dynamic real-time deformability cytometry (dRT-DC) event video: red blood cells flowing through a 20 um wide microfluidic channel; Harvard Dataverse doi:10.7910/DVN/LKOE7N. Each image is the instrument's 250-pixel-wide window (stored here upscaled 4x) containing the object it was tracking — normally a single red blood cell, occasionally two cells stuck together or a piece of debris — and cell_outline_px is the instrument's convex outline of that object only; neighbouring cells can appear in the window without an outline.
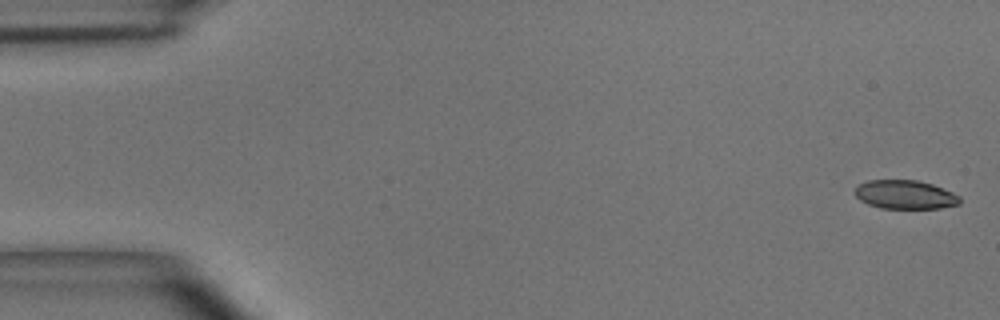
{"species": "common noctule bat (a hibernating species)", "species_latin": "Nyctalus noctula", "temperature_condition": "room temperature", "stored_images_in_passage": 49, "camera_frame_rate_fps": 3000, "um_per_image_px": 0.085, "animal": {"sex": "male", "body_mass_g": 15.6}, "frame": {"image": 1, "passage_image": 1, "time_ms": 0.0, "image_size_px": [1000, 320], "cell_outline_px": [[960, 204], [940, 208], [880, 208], [868, 204], [860, 200], [856, 196], [856, 188], [860, 184], [868, 180], [916, 180], [932, 184], [952, 192], [960, 196]], "centroid_in_image_um": [76.95, 16.54], "position_along_channel_um": 8.1, "area_um2": 17.46}}
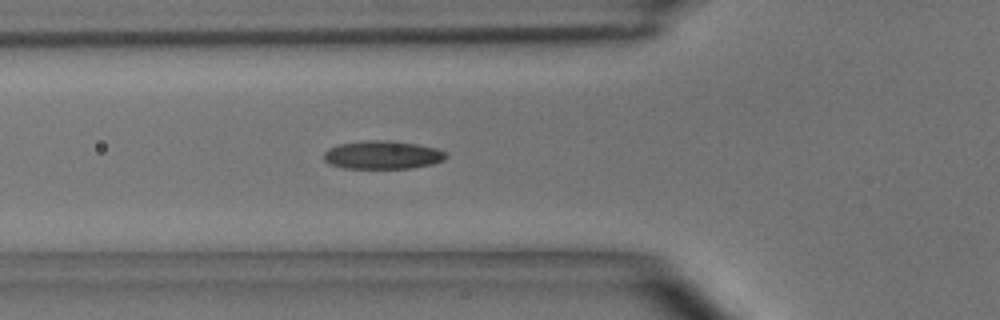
{"frame": {"image": 2, "passage_image": 17, "time_ms": 5.333, "image_size_px": [1000, 320], "cell_outline_px": [[448, 156], [444, 160], [432, 164], [412, 168], [344, 168], [332, 164], [324, 160], [324, 152], [328, 148], [340, 144], [364, 140], [392, 140], [416, 144], [436, 148], [444, 152]], "centroid_in_image_um": [32.52, 13.16], "position_along_channel_um": 93.3, "area_um2": 20.11}}
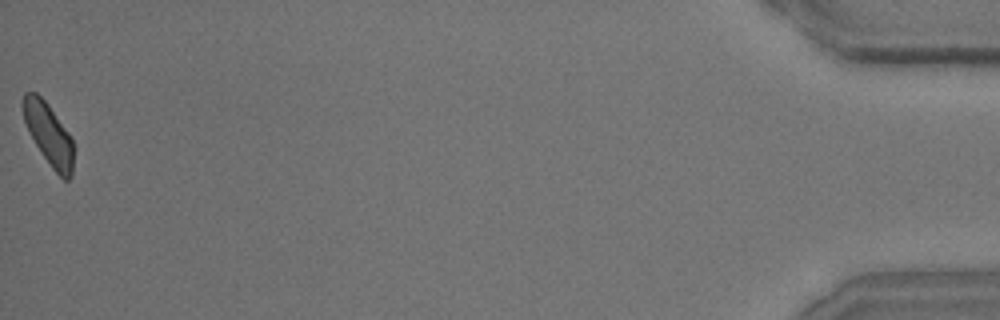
{"frame": {"image": 3, "passage_image": 49, "time_ms": 16.0, "image_size_px": [1000, 320], "cell_outline_px": [[76, 148], [72, 176], [68, 180], [64, 180], [52, 168], [36, 144], [24, 120], [20, 104], [20, 100], [24, 92], [36, 92], [48, 104], [72, 136]], "centroid_in_image_um": [4.18, 11.4], "position_along_channel_um": 431.0, "area_um2": 18.67}, "authors_computed_cell_mechanics": {"area_um2": 19.1318, "velocity_mm_per_s": 4.0555, "shape_relaxation_time_tau1_ms": 4.9957, "shape_relaxation_time_tau2_ms": 6.1078, "deformation_change_tau1": 0.1484, "deformation_change_tau2": 0.1325}}